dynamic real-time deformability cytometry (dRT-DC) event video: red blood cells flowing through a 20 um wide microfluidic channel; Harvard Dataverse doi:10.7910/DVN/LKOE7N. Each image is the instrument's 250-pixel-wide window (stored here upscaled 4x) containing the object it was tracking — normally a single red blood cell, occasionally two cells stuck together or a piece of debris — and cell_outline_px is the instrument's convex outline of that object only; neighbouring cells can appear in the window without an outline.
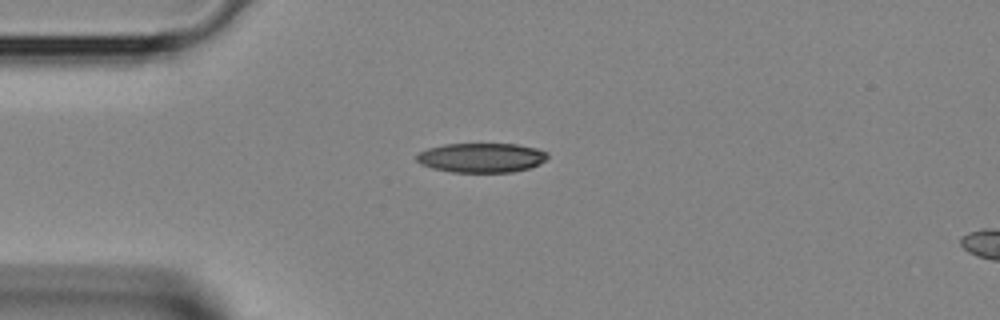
{"species": "Egyptian fruit bat (a non-hibernating species)", "species_latin": "Rousettus aegyptiacus", "temperature_condition": "room temperature", "stored_images_in_passage": 4, "camera_frame_rate_fps": 3000, "um_per_image_px": 0.085, "animal": {"sex": "female"}, "frame": {"image": 1, "passage_image": 3, "time_ms": 0.667, "image_size_px": [1000, 320], "cell_outline_px": [[548, 156], [540, 164], [528, 168], [512, 172], [452, 172], [432, 168], [420, 164], [416, 160], [416, 156], [420, 152], [428, 148], [444, 144], [516, 144], [536, 148], [548, 152]], "centroid_in_image_um": [40.91, 13.4], "position_along_channel_um": 44.1, "area_um2": 22.48}}